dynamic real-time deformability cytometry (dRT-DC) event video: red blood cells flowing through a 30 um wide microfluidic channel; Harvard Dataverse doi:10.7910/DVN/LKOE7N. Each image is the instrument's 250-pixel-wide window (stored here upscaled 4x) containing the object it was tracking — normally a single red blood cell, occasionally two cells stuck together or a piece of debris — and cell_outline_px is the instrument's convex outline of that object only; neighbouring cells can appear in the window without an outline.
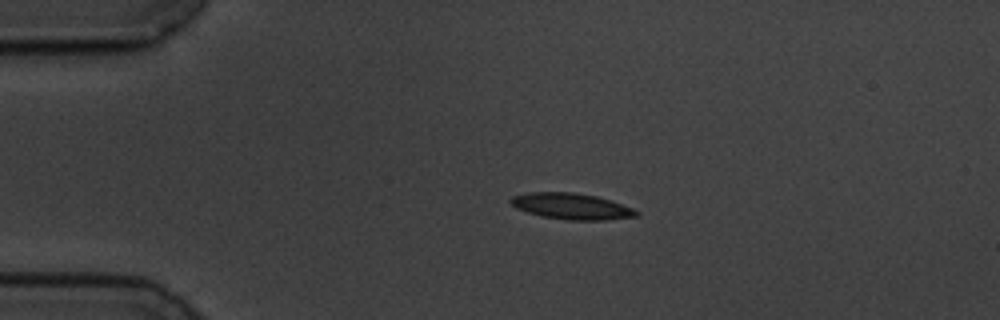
{"species": "common noctule bat (a hibernating species)", "species_latin": "Nyctalus noctula", "temperature_condition": "cold", "stored_images_in_passage": 46, "camera_frame_rate_fps": 3000, "um_per_image_px": 0.085, "animal": {"sex": "male", "body_mass_g": 19.5, "forearm_length_mm": 54.6}, "frame": {"image": 1, "passage_image": 1, "time_ms": 0.0, "image_size_px": [1000, 320], "cell_outline_px": [[640, 212], [636, 216], [604, 220], [568, 220], [540, 216], [516, 208], [508, 200], [512, 196], [528, 192], [572, 192], [596, 196], [612, 200], [632, 208]], "centroid_in_image_um": [48.56, 17.53], "position_along_channel_um": 36.4, "area_um2": 19.13}}
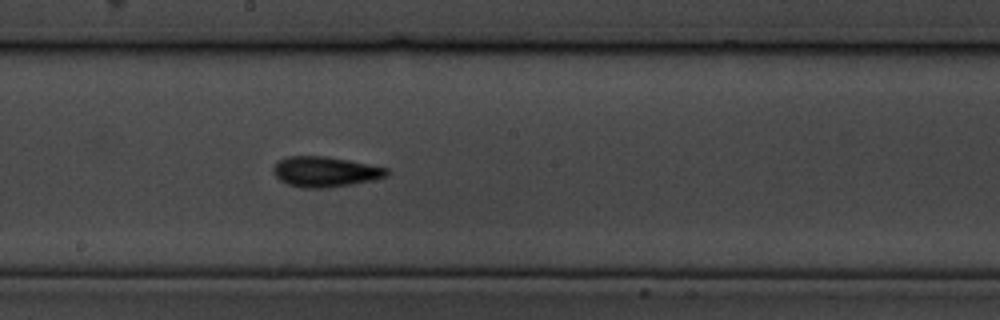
{"frame": {"image": 2, "passage_image": 20, "time_ms": 6.333, "image_size_px": [1000, 320], "cell_outline_px": [[388, 176], [372, 180], [352, 184], [328, 188], [304, 188], [288, 184], [280, 180], [272, 172], [272, 168], [284, 156], [324, 156], [348, 160], [388, 168]], "centroid_in_image_um": [27.62, 14.6], "position_along_channel_um": 220.6, "area_um2": 20.0}}
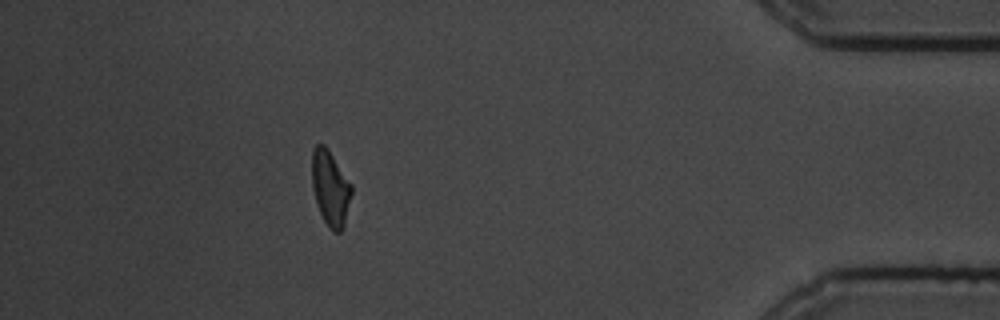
{"frame": {"image": 3, "passage_image": 40, "time_ms": 13.0, "image_size_px": [1000, 320], "cell_outline_px": [[352, 192], [344, 228], [340, 232], [332, 232], [328, 228], [316, 204], [312, 188], [312, 148], [316, 144], [324, 144], [328, 148], [352, 184]], "centroid_in_image_um": [28.08, 15.99], "position_along_channel_um": 407.1, "area_um2": 17.69}, "authors_computed_cell_mechanics": {"area_um2": 18.496, "velocity_mm_per_s": 3.5079, "shape_relaxation_time_tau1_ms": 4.1, "shape_relaxation_time_tau2_ms": 4.3562, "deformation_change_tau1": 0.1367, "deformation_change_tau2": 0.1174}}